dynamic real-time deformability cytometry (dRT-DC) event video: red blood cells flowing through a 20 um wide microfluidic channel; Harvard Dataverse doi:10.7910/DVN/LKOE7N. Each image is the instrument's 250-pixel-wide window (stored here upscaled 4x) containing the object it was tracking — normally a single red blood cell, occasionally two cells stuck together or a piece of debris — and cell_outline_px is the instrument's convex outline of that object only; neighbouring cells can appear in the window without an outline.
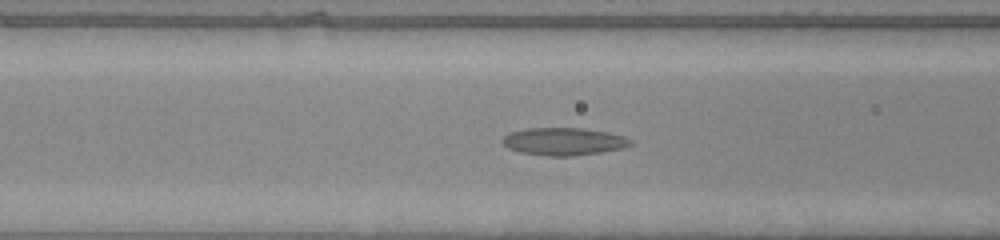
{"species": "common noctule bat (a hibernating species)", "species_latin": "Nyctalus noctula", "temperature_condition": "warm", "stored_images_in_passage": 39, "camera_frame_rate_fps": 3000, "um_per_image_px": 0.085, "animal": {"sex": "male", "body_mass_g": 20.0, "forearm_length_mm": 53.3}, "frame": {"image": 1, "passage_image": 17, "time_ms": 5.333, "image_size_px": [1000, 240], "cell_outline_px": [[632, 144], [620, 148], [600, 152], [572, 156], [548, 156], [520, 152], [508, 148], [500, 140], [508, 132], [528, 128], [584, 128], [608, 132], [624, 136], [632, 140]], "centroid_in_image_um": [47.88, 12.02], "position_along_channel_um": 118.7, "area_um2": 20.58}}
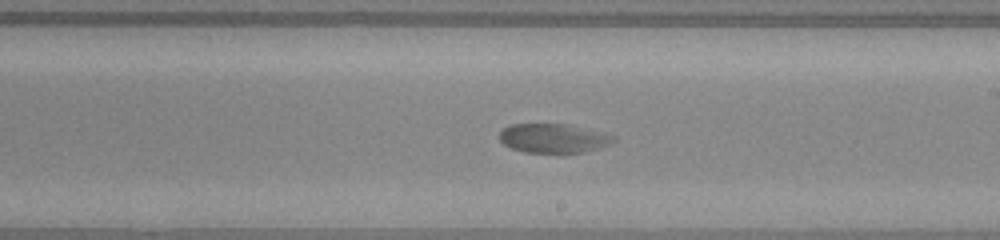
{"frame": {"image": 2, "passage_image": 26, "time_ms": 8.333, "image_size_px": [1000, 240], "cell_outline_px": [[616, 140], [612, 144], [600, 148], [584, 152], [564, 156], [560, 156], [524, 152], [512, 148], [504, 144], [500, 140], [500, 132], [508, 124], [568, 124], [616, 136]], "centroid_in_image_um": [47.07, 11.81], "position_along_channel_um": 241.9, "area_um2": 20.23}}
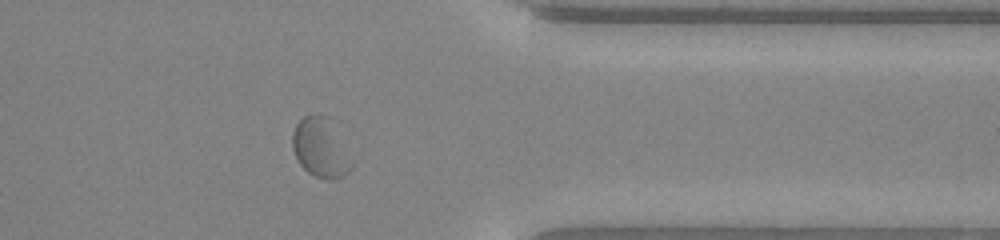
{"frame": {"image": 3, "passage_image": 37, "time_ms": 12.0, "image_size_px": [1000, 240], "cell_outline_px": [[352, 168], [344, 176], [336, 180], [324, 180], [308, 172], [296, 160], [292, 148], [292, 132], [296, 124], [304, 116], [328, 116], [352, 164]], "centroid_in_image_um": [27.2, 12.62], "position_along_channel_um": 384.2, "area_um2": 20.0}}